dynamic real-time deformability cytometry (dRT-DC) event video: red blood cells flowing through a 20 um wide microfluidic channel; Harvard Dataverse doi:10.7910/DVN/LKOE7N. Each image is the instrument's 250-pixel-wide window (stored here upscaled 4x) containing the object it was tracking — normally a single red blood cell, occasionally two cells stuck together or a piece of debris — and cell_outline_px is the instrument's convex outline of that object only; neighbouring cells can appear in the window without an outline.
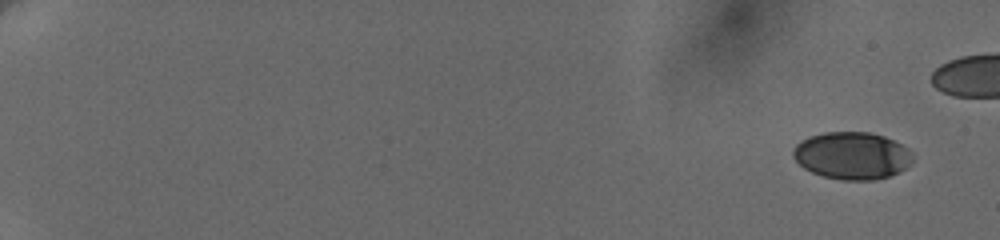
{"species": "human", "species_latin": "Homo sapiens", "temperature_condition": "cold", "stored_images_in_passage": 9, "camera_frame_rate_fps": 3000, "um_per_image_px": 0.085, "donor": {"sex": "female"}, "frame": {"image": 1, "passage_image": 1, "time_ms": 0.0, "image_size_px": [1000, 240], "cell_outline_px": [[912, 164], [900, 172], [888, 176], [872, 180], [840, 180], [824, 176], [812, 172], [804, 168], [792, 156], [792, 148], [800, 140], [808, 136], [824, 132], [868, 132], [884, 136], [908, 148], [912, 152]], "centroid_in_image_um": [72.41, 13.22], "position_along_channel_um": 12.6, "area_um2": 33.18}}
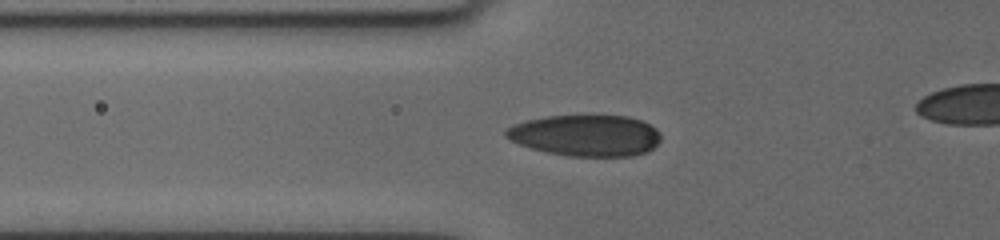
{"frame": {"image": 2, "passage_image": 8, "time_ms": 7.333, "image_size_px": [1000, 240], "cell_outline_px": [[660, 140], [648, 152], [632, 156], [568, 156], [548, 152], [532, 148], [520, 144], [504, 136], [504, 132], [508, 128], [516, 124], [528, 120], [544, 116], [628, 116], [640, 120], [656, 128], [660, 132]], "centroid_in_image_um": [49.82, 11.52], "position_along_channel_um": 76.0, "area_um2": 37.05}}